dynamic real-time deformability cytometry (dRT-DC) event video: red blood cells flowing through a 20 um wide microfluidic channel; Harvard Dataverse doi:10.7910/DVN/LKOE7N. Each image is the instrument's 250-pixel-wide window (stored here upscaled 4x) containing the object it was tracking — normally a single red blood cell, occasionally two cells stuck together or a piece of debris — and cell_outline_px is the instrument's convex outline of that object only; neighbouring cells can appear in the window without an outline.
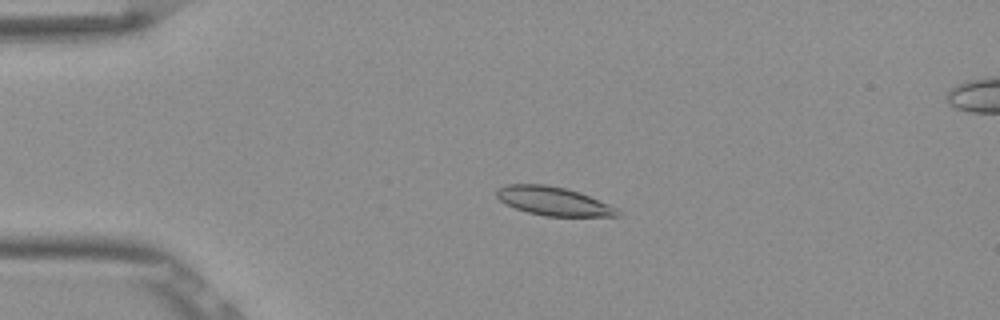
{"species": "Egyptian fruit bat (a non-hibernating species)", "species_latin": "Rousettus aegyptiacus", "temperature_condition": "room temperature", "stored_images_in_passage": 54, "camera_frame_rate_fps": 3000, "um_per_image_px": 0.085, "frame": {"image": 1, "passage_image": 13, "time_ms": 4.0, "image_size_px": [1000, 320], "cell_outline_px": [[624, 216], [544, 216], [528, 212], [516, 208], [500, 200], [496, 196], [496, 188], [504, 184], [544, 184], [564, 188], [580, 192], [620, 208]], "centroid_in_image_um": [47.1, 17.1], "position_along_channel_um": 37.9, "area_um2": 20.4}}
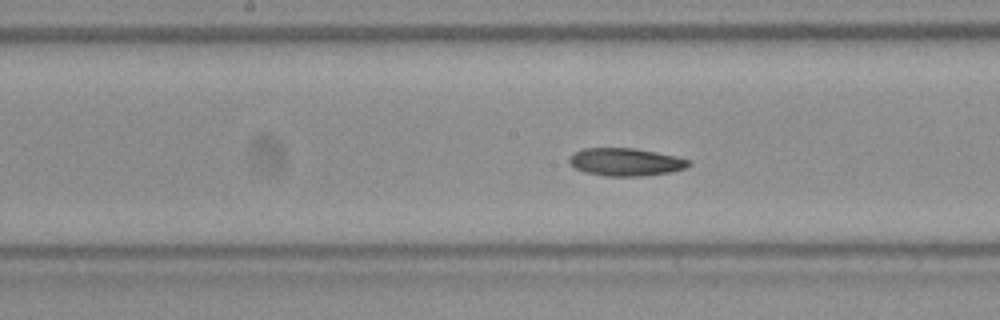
{"frame": {"image": 2, "passage_image": 28, "time_ms": 9.0, "image_size_px": [1000, 320], "cell_outline_px": [[692, 164], [684, 168], [668, 172], [640, 176], [604, 176], [584, 172], [568, 164], [568, 156], [572, 152], [584, 148], [636, 148], [676, 156], [692, 160]], "centroid_in_image_um": [53.13, 13.76], "position_along_channel_um": 195.1, "area_um2": 19.54}}
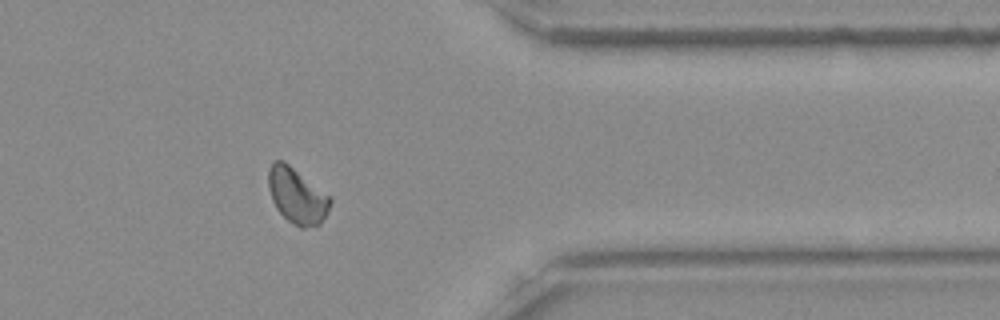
{"frame": {"image": 3, "passage_image": 44, "time_ms": 14.333, "image_size_px": [1000, 320], "cell_outline_px": [[332, 200], [328, 212], [320, 224], [304, 228], [300, 228], [292, 224], [276, 208], [272, 200], [268, 188], [268, 168], [272, 160], [284, 160], [332, 196]], "centroid_in_image_um": [25.25, 16.61], "position_along_channel_um": 386.2, "area_um2": 20.46}, "authors_computed_cell_mechanics": {"area_um2": 19.5364, "velocity_mm_per_s": 3.8576, "shape_relaxation_time_tau1_ms": null, "shape_relaxation_time_tau2_ms": 7.3424, "deformation_change_tau1": null, "deformation_change_tau2": 0.1361}}